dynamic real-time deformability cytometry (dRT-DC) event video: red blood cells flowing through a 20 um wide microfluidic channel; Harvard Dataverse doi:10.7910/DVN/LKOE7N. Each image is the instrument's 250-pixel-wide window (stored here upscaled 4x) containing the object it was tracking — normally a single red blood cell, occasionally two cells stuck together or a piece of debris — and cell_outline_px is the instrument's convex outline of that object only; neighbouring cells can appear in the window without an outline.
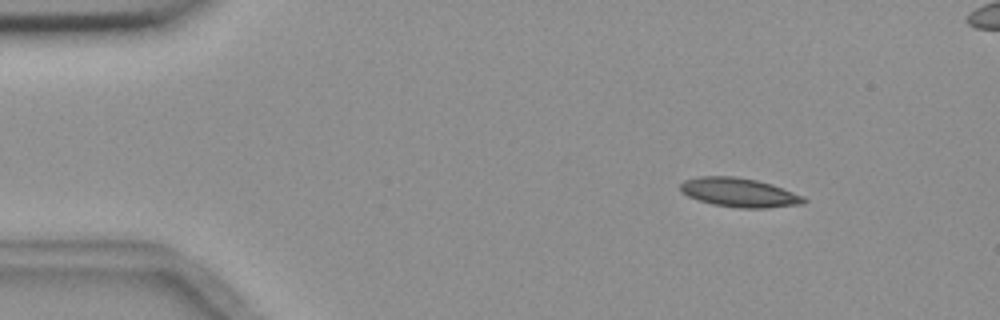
{"species": "common noctule bat (a hibernating species)", "species_latin": "Nyctalus noctula", "temperature_condition": "room temperature", "stored_images_in_passage": 6, "camera_frame_rate_fps": 3000, "um_per_image_px": 0.085, "animal": {"sex": "female", "body_mass_g": 18.4}, "frame": {"image": 1, "passage_image": 3, "time_ms": 2.333, "image_size_px": [1000, 320], "cell_outline_px": [[808, 200], [804, 204], [764, 208], [740, 208], [712, 204], [688, 196], [680, 188], [680, 184], [684, 180], [700, 176], [732, 176], [756, 180], [772, 184], [804, 196]], "centroid_in_image_um": [62.87, 16.36], "position_along_channel_um": 22.1, "area_um2": 20.81}}